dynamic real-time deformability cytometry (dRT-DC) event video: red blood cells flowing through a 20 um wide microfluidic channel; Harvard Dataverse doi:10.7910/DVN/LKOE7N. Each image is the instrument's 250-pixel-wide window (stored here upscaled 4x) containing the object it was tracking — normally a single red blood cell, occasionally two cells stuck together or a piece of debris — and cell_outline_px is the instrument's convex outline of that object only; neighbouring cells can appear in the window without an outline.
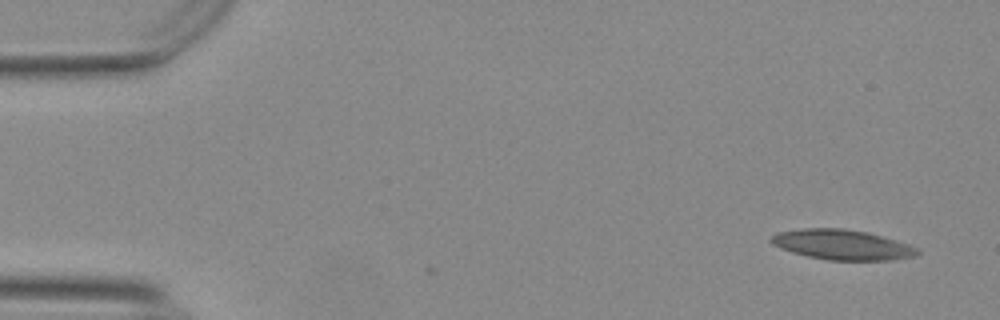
{"species": "Egyptian fruit bat (a non-hibernating species)", "species_latin": "Rousettus aegyptiacus", "temperature_condition": "warm", "stored_images_in_passage": 53, "camera_frame_rate_fps": 3000, "um_per_image_px": 0.085, "animal": {"sex": "female"}, "frame": {"image": 1, "passage_image": 1, "time_ms": 0.0, "image_size_px": [1000, 320], "cell_outline_px": [[920, 252], [912, 256], [892, 260], [828, 260], [808, 256], [792, 252], [780, 248], [772, 244], [768, 240], [776, 232], [804, 228], [844, 228], [868, 232], [908, 244], [916, 248]], "centroid_in_image_um": [71.53, 20.79], "position_along_channel_um": 13.5, "area_um2": 25.55}}
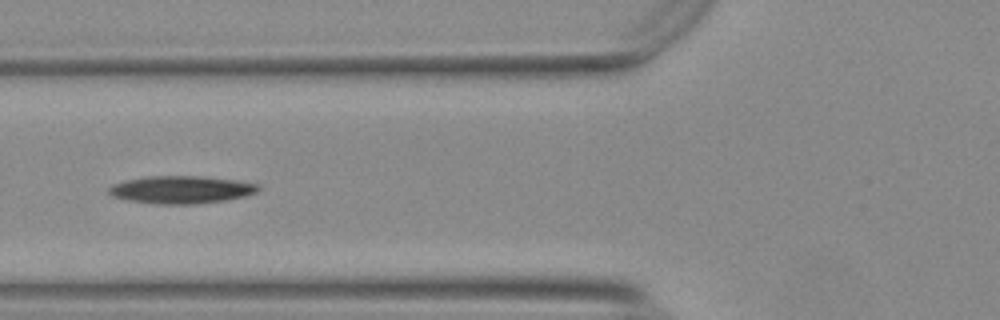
{"frame": {"image": 2, "passage_image": 19, "time_ms": 6.0, "image_size_px": [1000, 320], "cell_outline_px": [[260, 188], [256, 192], [244, 196], [224, 200], [196, 204], [156, 204], [128, 200], [112, 196], [108, 192], [108, 188], [112, 184], [128, 180], [148, 176], [204, 176], [236, 180], [260, 184]], "centroid_in_image_um": [15.41, 16.12], "position_along_channel_um": 110.4, "area_um2": 24.04}}
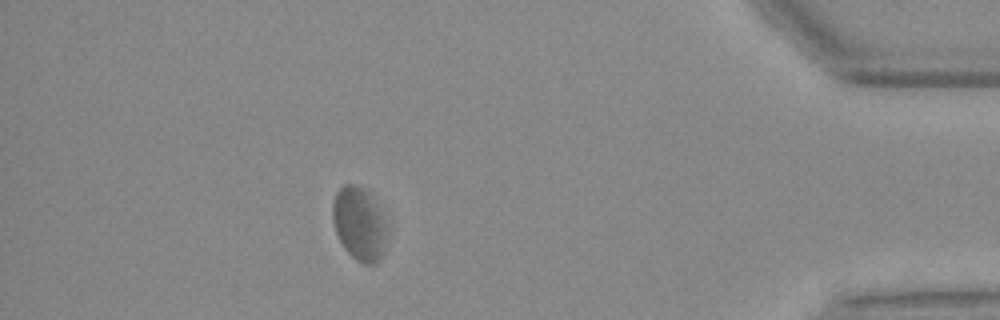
{"frame": {"image": 3, "passage_image": 47, "time_ms": 15.333, "image_size_px": [1000, 320], "cell_outline_px": [[388, 224], [380, 260], [376, 264], [364, 264], [356, 260], [344, 248], [336, 232], [332, 220], [332, 204], [336, 192], [344, 184], [356, 184], [368, 196], [380, 212]], "centroid_in_image_um": [30.5, 19.06], "position_along_channel_um": 404.7, "area_um2": 22.72}}